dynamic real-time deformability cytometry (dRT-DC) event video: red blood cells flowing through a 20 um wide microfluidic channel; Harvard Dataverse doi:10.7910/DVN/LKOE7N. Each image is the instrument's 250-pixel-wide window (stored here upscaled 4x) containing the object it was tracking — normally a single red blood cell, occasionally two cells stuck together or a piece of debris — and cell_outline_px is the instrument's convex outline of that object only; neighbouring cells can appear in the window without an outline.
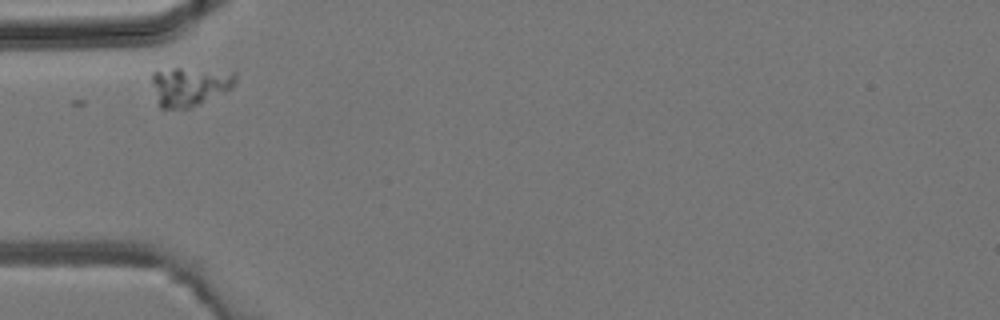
{"species": "common noctule bat (a hibernating species)", "species_latin": "Nyctalus noctula", "temperature_condition": "room temperature", "stored_images_in_passage": 3, "camera_frame_rate_fps": 3000, "um_per_image_px": 0.085, "animal": {"sex": "male", "body_mass_g": 19.2, "forearm_length_mm": 51.8}, "frame": {"image": 1, "passage_image": 1, "time_ms": 0.0, "image_size_px": [1000, 320], "cell_outline_px": [[236, 80], [232, 88], [188, 108], [160, 108], [156, 104], [152, 80], [152, 72], [172, 68], [180, 68], [236, 72]], "centroid_in_image_um": [16.08, 7.33], "position_along_channel_um": 68.9, "area_um2": 18.79}}
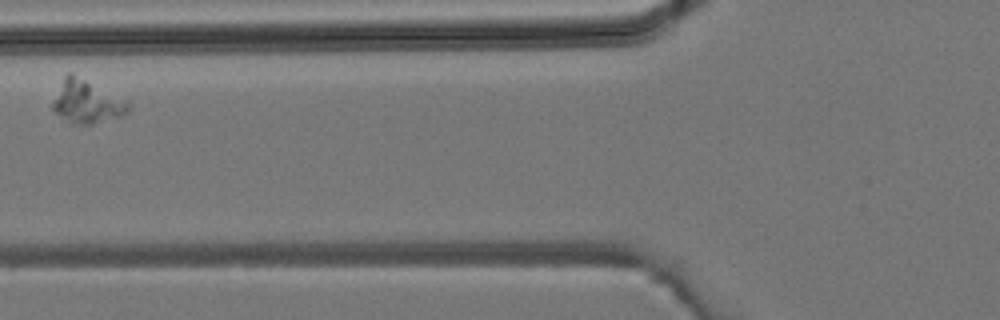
{"frame": {"image": 2, "passage_image": 2, "time_ms": 0.333, "image_size_px": [1000, 320], "cell_outline_px": [[132, 104], [128, 112], [120, 116], [92, 124], [72, 124], [56, 112], [52, 108], [52, 104], [64, 76], [68, 72], [72, 72], [128, 100]], "centroid_in_image_um": [7.42, 8.63], "position_along_channel_um": 118.4, "area_um2": 18.96}}
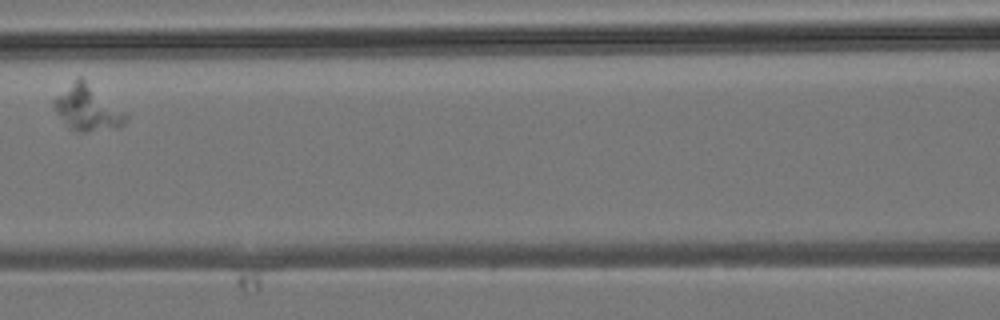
{"frame": {"image": 3, "passage_image": 3, "time_ms": 0.667, "image_size_px": [1000, 320], "cell_outline_px": [[128, 116], [124, 124], [120, 128], [88, 132], [80, 132], [68, 128], [52, 108], [52, 100], [76, 76], [80, 76], [128, 112]], "centroid_in_image_um": [7.45, 9.19], "position_along_channel_um": 159.2, "area_um2": 19.65}}